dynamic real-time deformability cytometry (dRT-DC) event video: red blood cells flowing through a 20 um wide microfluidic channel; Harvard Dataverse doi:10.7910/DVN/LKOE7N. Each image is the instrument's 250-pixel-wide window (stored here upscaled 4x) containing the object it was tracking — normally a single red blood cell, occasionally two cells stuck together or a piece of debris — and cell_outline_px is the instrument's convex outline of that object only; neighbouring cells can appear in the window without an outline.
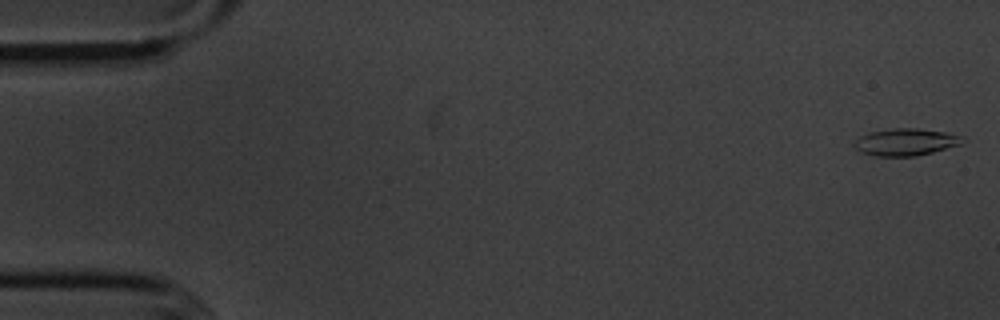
{"species": "common noctule bat (a hibernating species)", "species_latin": "Nyctalus noctula", "temperature_condition": "cold", "stored_images_in_passage": 55, "camera_frame_rate_fps": 3000, "um_per_image_px": 0.085, "animal": {"sex": "male", "body_mass_g": 20.1, "forearm_length_mm": 53.5}, "frame": {"image": 1, "passage_image": 1, "time_ms": 0.0, "image_size_px": [1000, 320], "cell_outline_px": [[964, 144], [916, 156], [876, 156], [860, 152], [852, 144], [860, 136], [872, 132], [892, 128], [916, 128], [944, 132], [964, 136]], "centroid_in_image_um": [77.01, 12.08], "position_along_channel_um": 8.0, "area_um2": 17.11}}
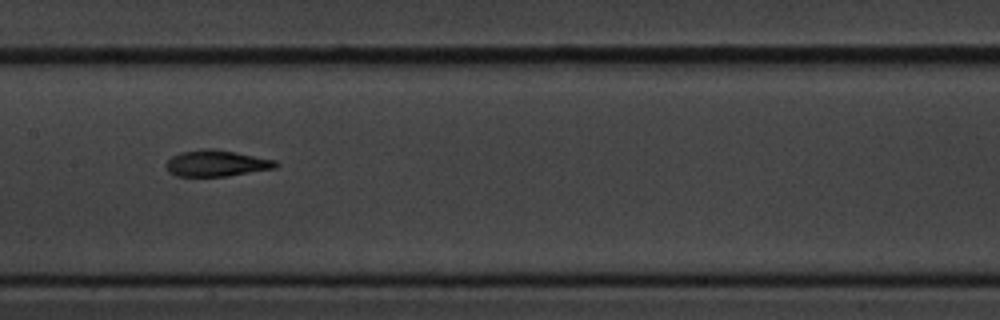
{"frame": {"image": 2, "passage_image": 27, "time_ms": 8.667, "image_size_px": [1000, 320], "cell_outline_px": [[280, 164], [276, 168], [228, 176], [176, 176], [168, 172], [164, 164], [172, 156], [180, 152], [204, 148], [212, 148], [236, 152], [276, 160]], "centroid_in_image_um": [18.39, 13.88], "position_along_channel_um": 189.0, "area_um2": 16.99}}
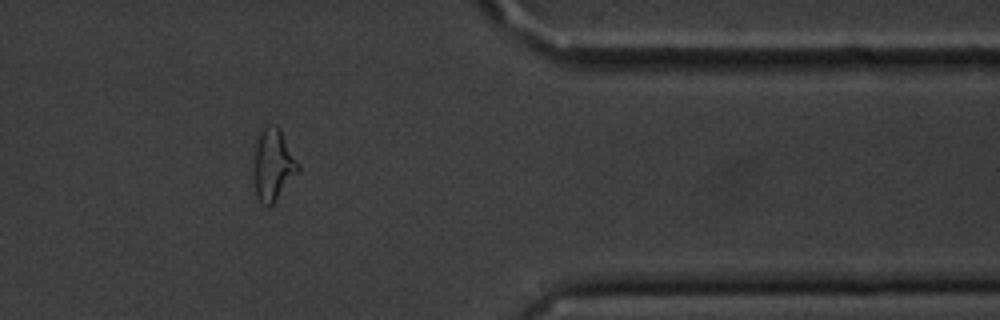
{"frame": {"image": 3, "passage_image": 45, "time_ms": 14.667, "image_size_px": [1000, 320], "cell_outline_px": [[300, 168], [272, 204], [268, 208], [260, 204], [256, 196], [252, 172], [252, 164], [256, 140], [264, 124], [276, 124], [280, 128], [300, 164]], "centroid_in_image_um": [23.16, 13.97], "position_along_channel_um": 388.2, "area_um2": 19.07}, "authors_computed_cell_mechanics": {"area_um2": 16.9354, "velocity_mm_per_s": 3.6177, "shape_relaxation_time_tau1_ms": 3.5623, "shape_relaxation_time_tau2_ms": 2.7908, "deformation_change_tau1": 0.18, "deformation_change_tau2": 0.1321}}